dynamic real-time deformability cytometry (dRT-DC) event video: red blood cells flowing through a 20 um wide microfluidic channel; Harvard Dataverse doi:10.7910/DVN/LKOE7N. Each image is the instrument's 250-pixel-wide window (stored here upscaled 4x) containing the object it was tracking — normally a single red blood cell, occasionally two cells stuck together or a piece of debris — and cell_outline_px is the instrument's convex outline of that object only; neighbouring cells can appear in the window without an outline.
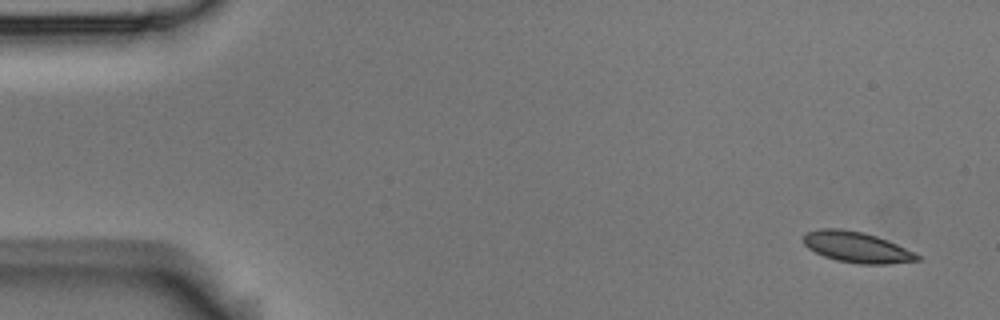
{"species": "Egyptian fruit bat (a non-hibernating species)", "species_latin": "Rousettus aegyptiacus", "temperature_condition": "room temperature", "stored_images_in_passage": 8, "camera_frame_rate_fps": 3000, "um_per_image_px": 0.085, "animal": {"sex": "male"}, "frame": {"image": 1, "passage_image": 1, "time_ms": 0.0, "image_size_px": [1000, 320], "cell_outline_px": [[920, 260], [888, 264], [860, 264], [836, 260], [824, 256], [808, 248], [804, 244], [804, 232], [820, 228], [840, 228], [864, 232], [888, 240], [920, 256]], "centroid_in_image_um": [72.78, 21.0], "position_along_channel_um": 12.2, "area_um2": 20.35}}
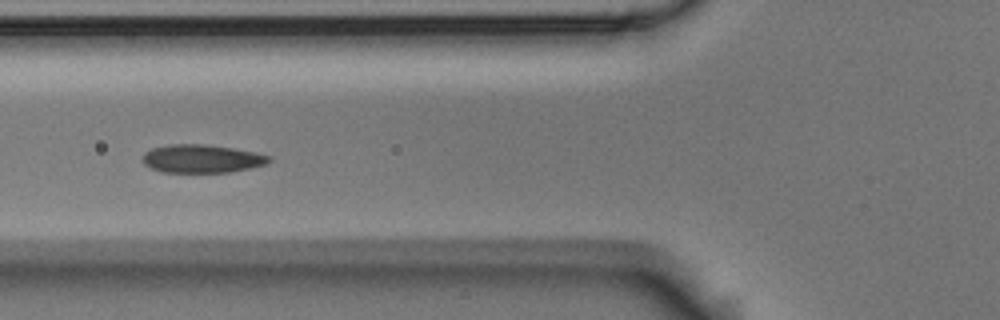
{"frame": {"image": 2, "passage_image": 6, "time_ms": 1.667, "image_size_px": [1000, 320], "cell_outline_px": [[272, 160], [268, 164], [228, 172], [160, 172], [144, 164], [144, 152], [152, 148], [172, 144], [204, 144], [232, 148], [256, 152], [272, 156]], "centroid_in_image_um": [17.19, 13.48], "position_along_channel_um": 108.6, "area_um2": 20.75}}
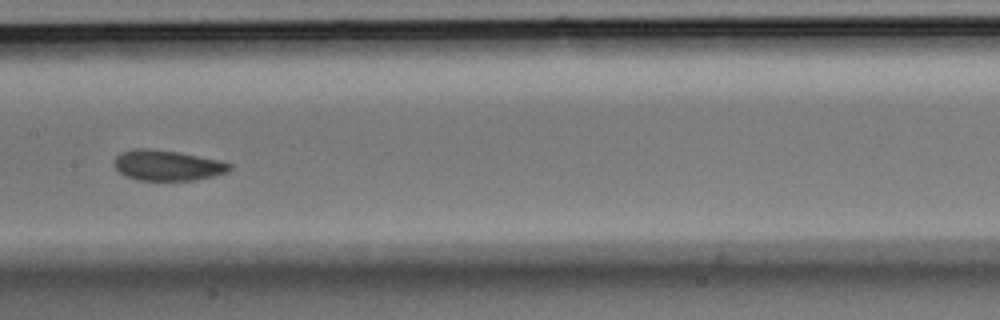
{"frame": {"image": 3, "passage_image": 8, "time_ms": 2.333, "image_size_px": [1000, 320], "cell_outline_px": [[232, 168], [228, 172], [196, 180], [136, 180], [120, 172], [116, 168], [116, 156], [120, 152], [136, 148], [148, 148], [180, 152], [216, 160], [232, 164]], "centroid_in_image_um": [14.24, 14.05], "position_along_channel_um": 193.2, "area_um2": 20.29}}